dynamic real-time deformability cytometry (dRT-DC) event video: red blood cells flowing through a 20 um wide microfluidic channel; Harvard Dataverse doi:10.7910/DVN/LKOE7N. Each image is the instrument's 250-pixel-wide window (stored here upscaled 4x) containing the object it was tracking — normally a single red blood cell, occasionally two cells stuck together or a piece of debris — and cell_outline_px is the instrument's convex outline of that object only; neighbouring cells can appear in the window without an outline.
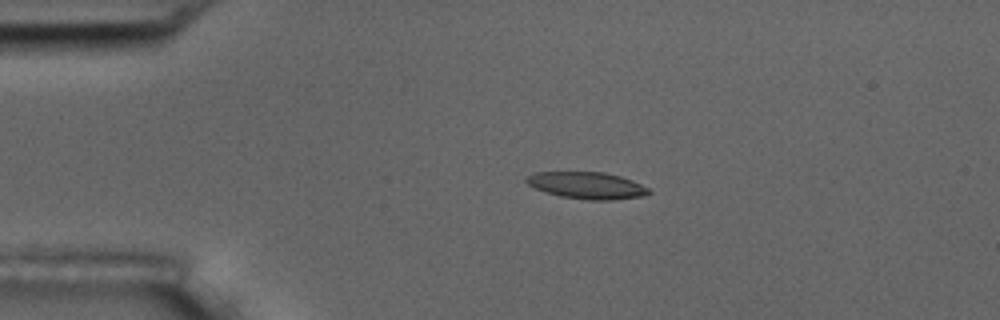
{"species": "common noctule bat (a hibernating species)", "species_latin": "Nyctalus noctula", "temperature_condition": "room temperature", "stored_images_in_passage": 6, "camera_frame_rate_fps": 3000, "um_per_image_px": 0.085, "animal": {"sex": "male", "body_mass_g": 17.5, "forearm_length_mm": 52.3}, "frame": {"image": 1, "passage_image": 4, "time_ms": 1.0, "image_size_px": [1000, 320], "cell_outline_px": [[652, 192], [644, 196], [612, 200], [588, 200], [560, 196], [536, 188], [528, 184], [524, 180], [528, 176], [536, 172], [604, 172], [620, 176], [632, 180], [648, 188]], "centroid_in_image_um": [49.92, 15.76], "position_along_channel_um": 35.1, "area_um2": 19.02}}
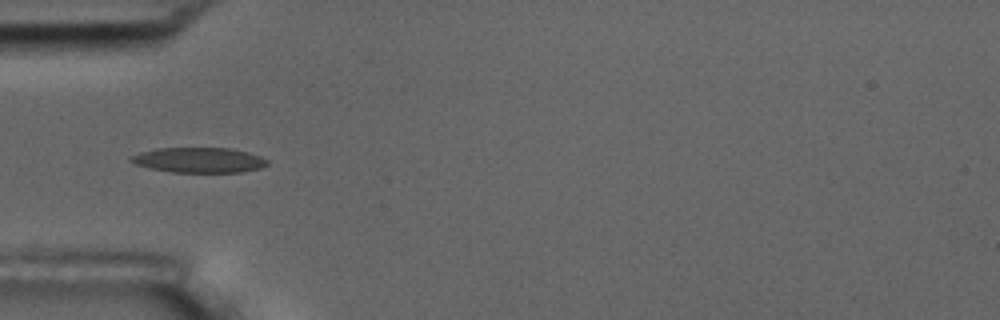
{"frame": {"image": 2, "passage_image": 6, "time_ms": 1.667, "image_size_px": [1000, 320], "cell_outline_px": [[268, 164], [260, 168], [240, 172], [172, 172], [152, 168], [136, 164], [128, 160], [128, 156], [140, 152], [156, 148], [228, 148], [248, 152], [260, 156], [268, 160]], "centroid_in_image_um": [16.89, 13.6], "position_along_channel_um": 68.1, "area_um2": 19.94}}